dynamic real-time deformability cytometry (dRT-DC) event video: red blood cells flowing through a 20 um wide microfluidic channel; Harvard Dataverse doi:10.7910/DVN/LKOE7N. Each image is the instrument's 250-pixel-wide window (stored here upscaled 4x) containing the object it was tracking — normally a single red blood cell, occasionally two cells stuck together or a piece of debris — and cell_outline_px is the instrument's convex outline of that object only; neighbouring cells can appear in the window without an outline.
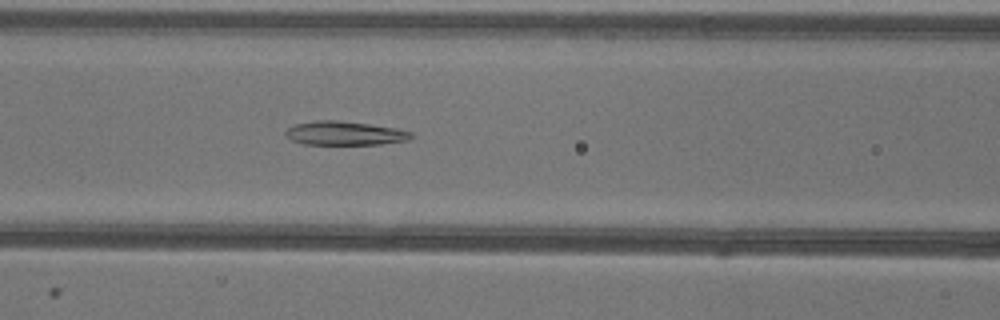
{"species": "common noctule bat (a hibernating species)", "species_latin": "Nyctalus noctula", "temperature_condition": "warm", "stored_images_in_passage": 37, "camera_frame_rate_fps": 3000, "um_per_image_px": 0.085, "animal": {"sex": "female"}, "frame": {"image": 1, "passage_image": 21, "time_ms": 6.667, "image_size_px": [1000, 320], "cell_outline_px": [[416, 136], [408, 140], [380, 144], [304, 144], [292, 140], [284, 132], [288, 128], [296, 124], [312, 120], [336, 120], [368, 124], [396, 128], [412, 132]], "centroid_in_image_um": [29.33, 11.32], "position_along_channel_um": 137.3, "area_um2": 17.4}}
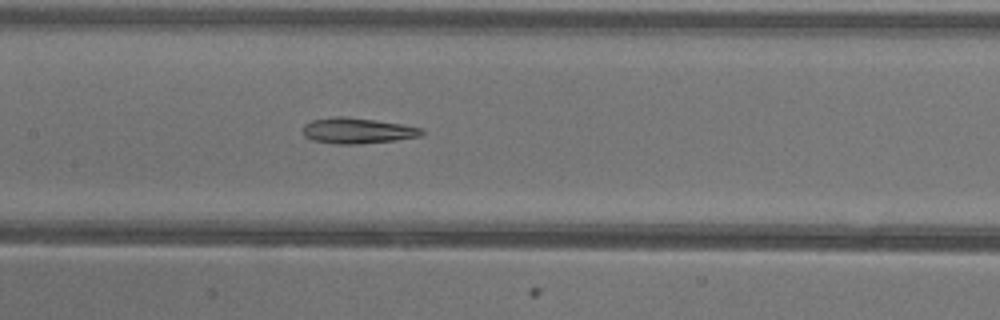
{"frame": {"image": 2, "passage_image": 24, "time_ms": 7.667, "image_size_px": [1000, 320], "cell_outline_px": [[424, 132], [420, 136], [396, 140], [360, 144], [336, 144], [312, 140], [304, 136], [304, 124], [312, 120], [332, 116], [344, 116], [400, 124], [424, 128]], "centroid_in_image_um": [30.37, 11.11], "position_along_channel_um": 177.0, "area_um2": 17.74}}
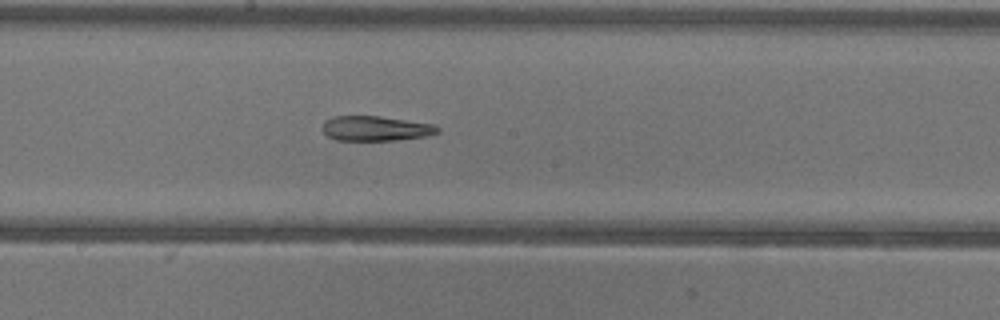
{"frame": {"image": 3, "passage_image": 27, "time_ms": 8.667, "image_size_px": [1000, 320], "cell_outline_px": [[440, 132], [428, 136], [396, 140], [336, 140], [328, 136], [324, 132], [324, 120], [332, 116], [380, 116], [436, 124], [440, 128]], "centroid_in_image_um": [31.99, 10.91], "position_along_channel_um": 216.2, "area_um2": 16.82}}